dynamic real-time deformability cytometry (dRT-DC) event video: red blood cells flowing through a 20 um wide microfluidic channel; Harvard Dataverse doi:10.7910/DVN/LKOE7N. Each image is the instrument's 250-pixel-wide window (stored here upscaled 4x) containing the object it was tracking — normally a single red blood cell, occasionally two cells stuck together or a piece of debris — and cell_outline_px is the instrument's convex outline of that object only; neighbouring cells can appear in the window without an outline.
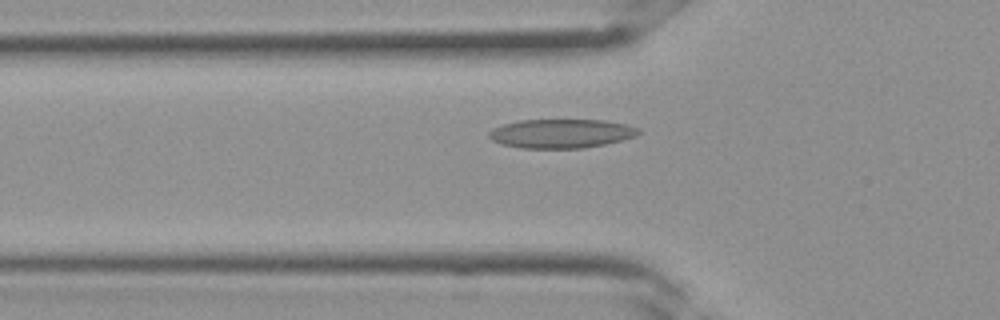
{"species": "Egyptian fruit bat (a non-hibernating species)", "species_latin": "Rousettus aegyptiacus", "temperature_condition": "room temperature", "stored_images_in_passage": 33, "camera_frame_rate_fps": 3000, "um_per_image_px": 0.085, "frame": {"image": 1, "passage_image": 11, "time_ms": 3.333, "image_size_px": [1000, 320], "cell_outline_px": [[640, 132], [636, 136], [624, 140], [584, 148], [520, 148], [500, 144], [492, 140], [488, 136], [488, 132], [492, 128], [504, 124], [520, 120], [604, 120], [628, 124], [640, 128]], "centroid_in_image_um": [47.72, 11.35], "position_along_channel_um": 78.1, "area_um2": 25.49}}
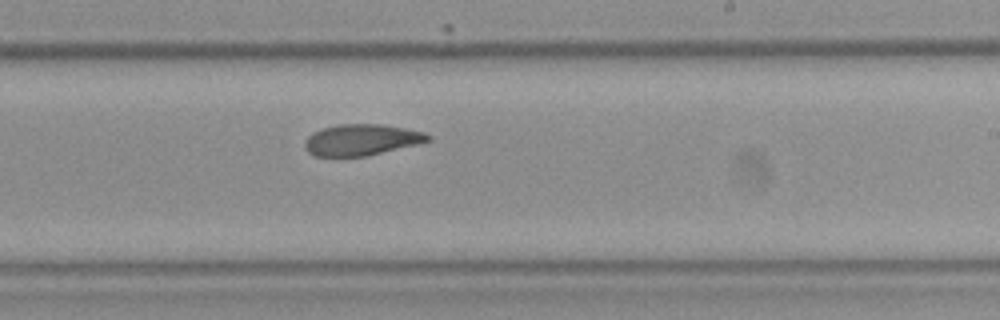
{"frame": {"image": 2, "passage_image": 20, "time_ms": 6.333, "image_size_px": [1000, 320], "cell_outline_px": [[432, 140], [368, 156], [312, 156], [304, 148], [304, 140], [312, 132], [324, 128], [340, 124], [384, 124], [424, 132], [432, 136]], "centroid_in_image_um": [30.71, 11.89], "position_along_channel_um": 258.3, "area_um2": 22.48}}
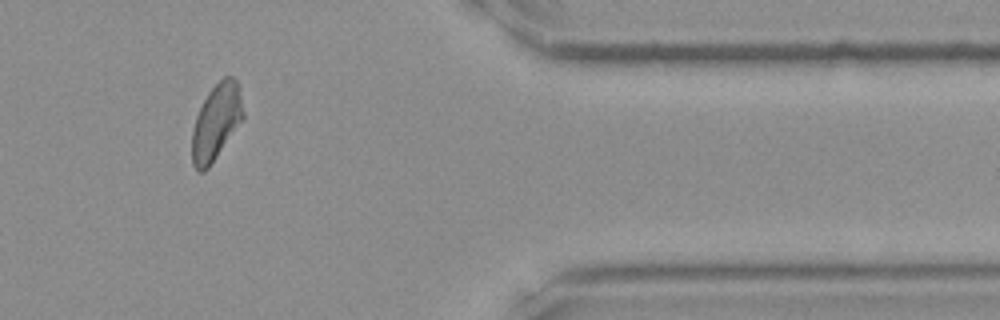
{"frame": {"image": 3, "passage_image": 28, "time_ms": 9.0, "image_size_px": [1000, 320], "cell_outline_px": [[244, 116], [208, 168], [204, 172], [200, 172], [192, 164], [192, 128], [196, 116], [208, 92], [224, 76], [232, 76], [236, 80], [244, 112]], "centroid_in_image_um": [18.35, 10.37], "position_along_channel_um": 393.1, "area_um2": 22.08}}